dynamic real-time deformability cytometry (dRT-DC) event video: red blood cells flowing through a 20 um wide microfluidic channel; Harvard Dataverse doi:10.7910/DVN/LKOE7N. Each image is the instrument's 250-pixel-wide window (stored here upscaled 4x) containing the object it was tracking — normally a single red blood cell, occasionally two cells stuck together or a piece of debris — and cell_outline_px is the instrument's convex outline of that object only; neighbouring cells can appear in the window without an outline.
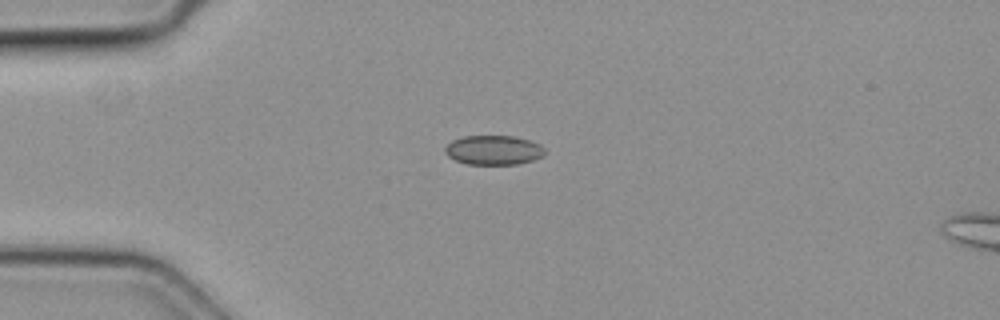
{"species": "common noctule bat (a hibernating species)", "species_latin": "Nyctalus noctula", "temperature_condition": "cold", "stored_images_in_passage": 12, "camera_frame_rate_fps": 3000, "um_per_image_px": 0.085, "animal": {"sex": "female", "body_mass_g": 19.3, "forearm_length_mm": 54.1}, "frame": {"image": 1, "passage_image": 1, "time_ms": 0.0, "image_size_px": [1000, 320], "cell_outline_px": [[548, 152], [544, 156], [532, 160], [516, 164], [468, 164], [456, 160], [448, 156], [444, 152], [444, 148], [452, 140], [464, 136], [516, 136], [540, 144]], "centroid_in_image_um": [41.98, 12.75], "position_along_channel_um": 43.0, "area_um2": 17.17}}
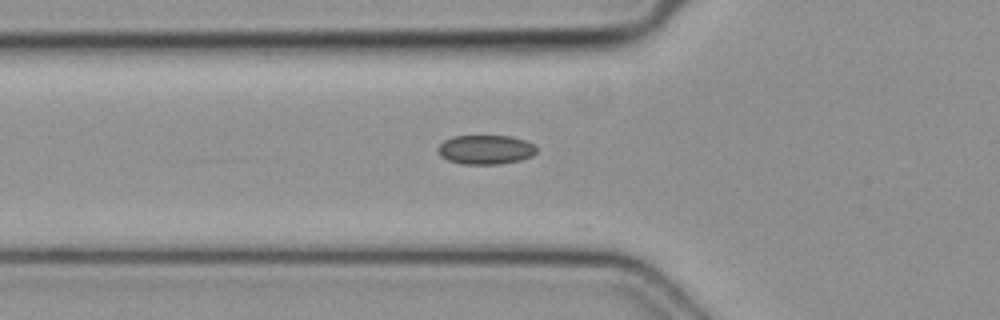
{"frame": {"image": 2, "passage_image": 6, "time_ms": 1.667, "image_size_px": [1000, 320], "cell_outline_px": [[536, 152], [532, 156], [520, 160], [500, 164], [460, 164], [448, 160], [440, 156], [436, 148], [444, 140], [452, 136], [512, 136], [524, 140], [532, 144], [536, 148]], "centroid_in_image_um": [41.24, 12.72], "position_along_channel_um": 84.6, "area_um2": 16.88}}
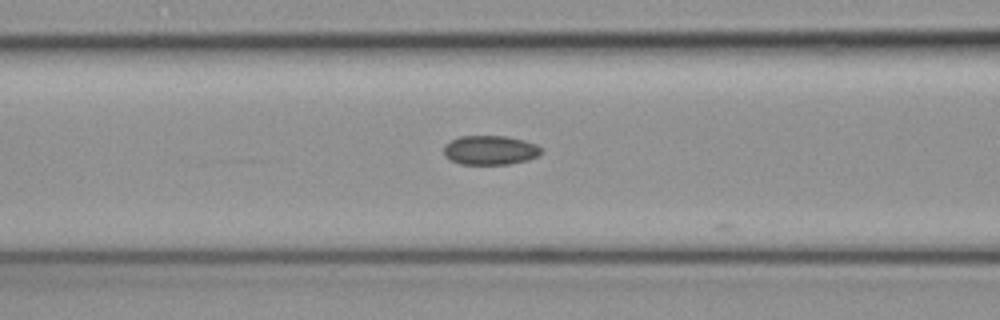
{"frame": {"image": 3, "passage_image": 9, "time_ms": 2.667, "image_size_px": [1000, 320], "cell_outline_px": [[544, 152], [540, 156], [528, 160], [508, 164], [460, 164], [444, 156], [444, 144], [460, 136], [508, 136], [524, 140], [536, 144]], "centroid_in_image_um": [41.69, 12.76], "position_along_channel_um": 124.9, "area_um2": 16.76}}